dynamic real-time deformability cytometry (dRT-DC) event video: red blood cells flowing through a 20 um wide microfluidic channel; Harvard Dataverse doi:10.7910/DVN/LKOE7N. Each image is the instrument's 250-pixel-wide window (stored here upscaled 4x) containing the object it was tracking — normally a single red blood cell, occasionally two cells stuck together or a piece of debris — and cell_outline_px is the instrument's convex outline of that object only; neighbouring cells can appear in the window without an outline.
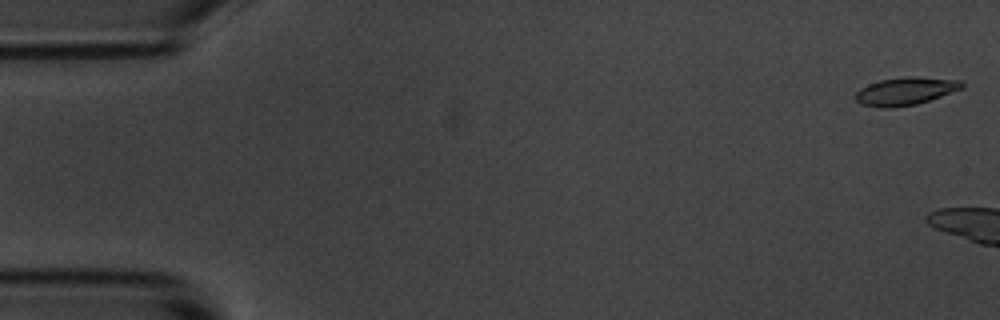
{"species": "common noctule bat (a hibernating species)", "species_latin": "Nyctalus noctula", "temperature_condition": "room temperature", "stored_images_in_passage": 4, "camera_frame_rate_fps": 3000, "um_per_image_px": 0.085, "animal": {"sex": "male", "body_mass_g": 20.1, "forearm_length_mm": 53.5}, "frame": {"image": 1, "passage_image": 1, "time_ms": 0.0, "image_size_px": [1000, 320], "cell_outline_px": [[964, 88], [916, 104], [892, 108], [880, 108], [860, 104], [852, 96], [860, 88], [868, 84], [880, 80], [904, 76], [908, 76], [960, 80], [964, 84]], "centroid_in_image_um": [76.91, 7.75], "position_along_channel_um": 8.1, "area_um2": 17.34}}